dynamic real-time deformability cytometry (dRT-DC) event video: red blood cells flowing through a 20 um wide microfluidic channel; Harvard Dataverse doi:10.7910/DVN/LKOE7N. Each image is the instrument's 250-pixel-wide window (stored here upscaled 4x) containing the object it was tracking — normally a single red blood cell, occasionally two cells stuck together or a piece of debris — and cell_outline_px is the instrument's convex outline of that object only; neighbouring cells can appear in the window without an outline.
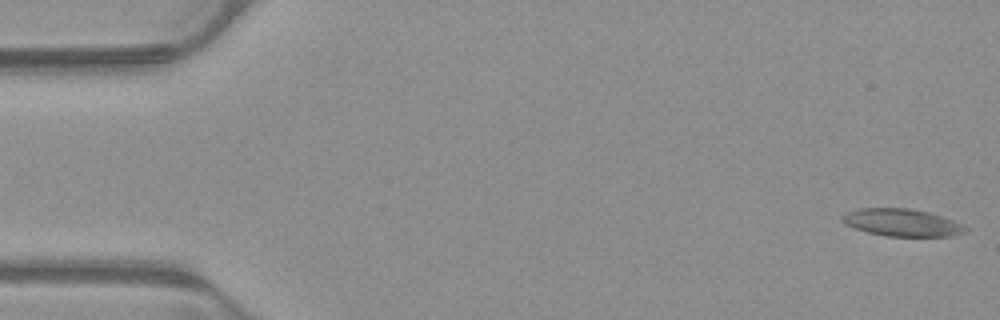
{"species": "common noctule bat (a hibernating species)", "species_latin": "Nyctalus noctula", "temperature_condition": "warm", "stored_images_in_passage": 53, "camera_frame_rate_fps": 3000, "um_per_image_px": 0.085, "animal": {"sex": "male", "body_mass_g": 23.1, "forearm_length_mm": 52.7}, "frame": {"image": 1, "passage_image": 1, "time_ms": 0.0, "image_size_px": [1000, 320], "cell_outline_px": [[968, 232], [952, 236], [888, 236], [868, 232], [844, 224], [840, 220], [840, 216], [848, 212], [860, 208], [908, 208], [928, 212], [944, 216], [968, 228]], "centroid_in_image_um": [76.67, 18.91], "position_along_channel_um": 8.3, "area_um2": 19.65}}
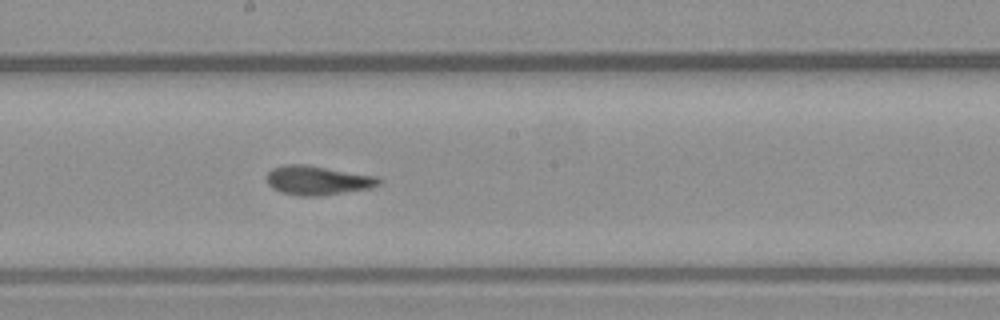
{"frame": {"image": 2, "passage_image": 29, "time_ms": 9.333, "image_size_px": [1000, 320], "cell_outline_px": [[384, 180], [380, 184], [372, 188], [320, 196], [296, 196], [272, 188], [268, 184], [268, 172], [272, 168], [284, 164], [308, 164], [380, 176]], "centroid_in_image_um": [27.08, 15.32], "position_along_channel_um": 221.1, "area_um2": 19.48}}
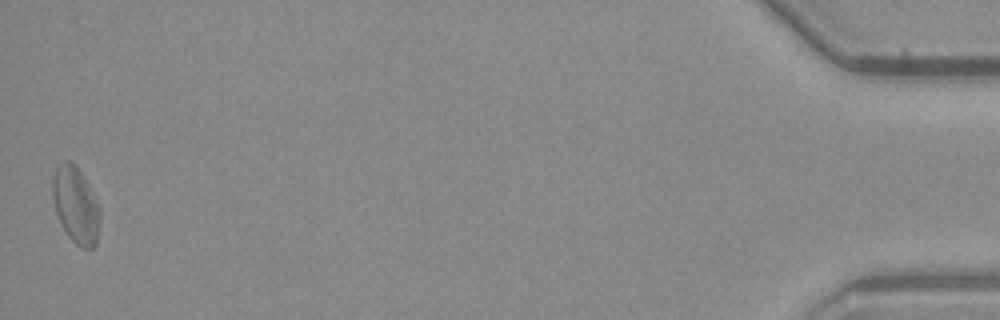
{"frame": {"image": 3, "passage_image": 53, "time_ms": 17.333, "image_size_px": [1000, 320], "cell_outline_px": [[100, 220], [96, 244], [92, 248], [80, 248], [68, 236], [56, 212], [52, 196], [52, 180], [56, 164], [64, 160], [68, 160], [84, 176], [100, 208]], "centroid_in_image_um": [6.43, 17.42], "position_along_channel_um": 428.8, "area_um2": 21.04}, "authors_computed_cell_mechanics": {"area_um2": 19.4786, "velocity_mm_per_s": 3.8678, "shape_relaxation_time_tau1_ms": 4.4939, "shape_relaxation_time_tau2_ms": 1.8795, "deformation_change_tau1": 0.1485, "deformation_change_tau2": 0.0962}}